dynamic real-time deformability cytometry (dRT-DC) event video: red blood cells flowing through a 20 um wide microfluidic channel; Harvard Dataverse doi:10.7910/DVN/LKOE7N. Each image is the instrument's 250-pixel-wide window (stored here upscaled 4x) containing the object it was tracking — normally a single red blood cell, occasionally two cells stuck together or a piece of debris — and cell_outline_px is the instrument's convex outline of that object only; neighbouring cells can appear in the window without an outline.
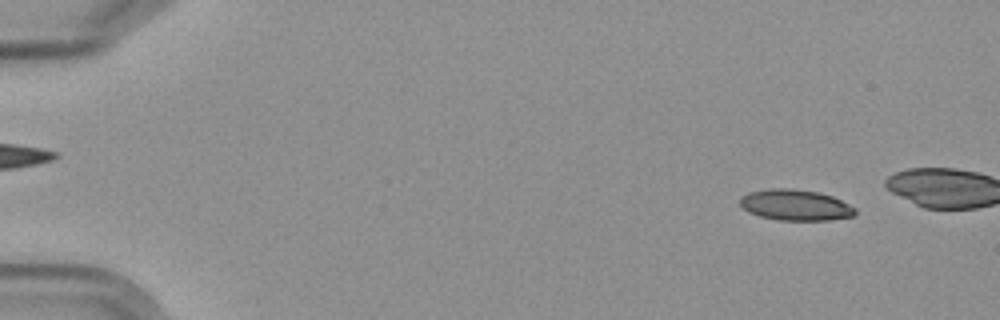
{"species": "Egyptian fruit bat (a non-hibernating species)", "species_latin": "Rousettus aegyptiacus", "temperature_condition": "cold", "stored_images_in_passage": 5, "camera_frame_rate_fps": 3000, "um_per_image_px": 0.085, "frame": {"image": 1, "passage_image": 1, "time_ms": 0.0, "image_size_px": [1000, 320], "cell_outline_px": [[856, 216], [832, 220], [776, 220], [760, 216], [748, 212], [740, 204], [740, 196], [748, 192], [768, 188], [792, 188], [820, 192], [832, 196], [856, 208]], "centroid_in_image_um": [67.61, 17.42], "position_along_channel_um": 17.4, "area_um2": 21.04}}